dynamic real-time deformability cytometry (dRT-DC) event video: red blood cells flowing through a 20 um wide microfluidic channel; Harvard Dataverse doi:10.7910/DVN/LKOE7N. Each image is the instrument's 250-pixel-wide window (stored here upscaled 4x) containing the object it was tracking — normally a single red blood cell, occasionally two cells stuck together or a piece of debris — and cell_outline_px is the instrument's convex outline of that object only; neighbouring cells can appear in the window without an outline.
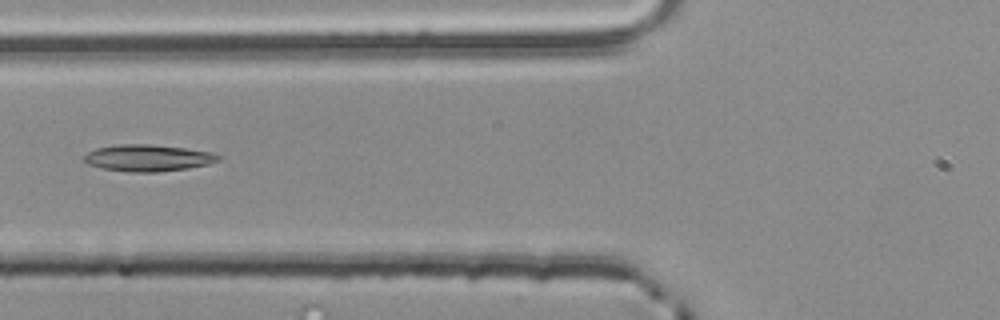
{"species": "common noctule bat (a hibernating species)", "species_latin": "Nyctalus noctula", "temperature_condition": "room temperature", "stored_images_in_passage": 4, "camera_frame_rate_fps": 3000, "um_per_image_px": 0.085, "animal": {"sex": "male", "body_mass_g": 20.4}, "frame": {"image": 1, "passage_image": 4, "time_ms": 1.0, "image_size_px": [1000, 320], "cell_outline_px": [[220, 160], [208, 164], [188, 168], [156, 172], [128, 172], [104, 168], [88, 164], [84, 160], [84, 156], [88, 152], [96, 148], [116, 144], [148, 144], [184, 148], [212, 152], [220, 156]], "centroid_in_image_um": [12.57, 13.42], "position_along_channel_um": 113.2, "area_um2": 20.75}}